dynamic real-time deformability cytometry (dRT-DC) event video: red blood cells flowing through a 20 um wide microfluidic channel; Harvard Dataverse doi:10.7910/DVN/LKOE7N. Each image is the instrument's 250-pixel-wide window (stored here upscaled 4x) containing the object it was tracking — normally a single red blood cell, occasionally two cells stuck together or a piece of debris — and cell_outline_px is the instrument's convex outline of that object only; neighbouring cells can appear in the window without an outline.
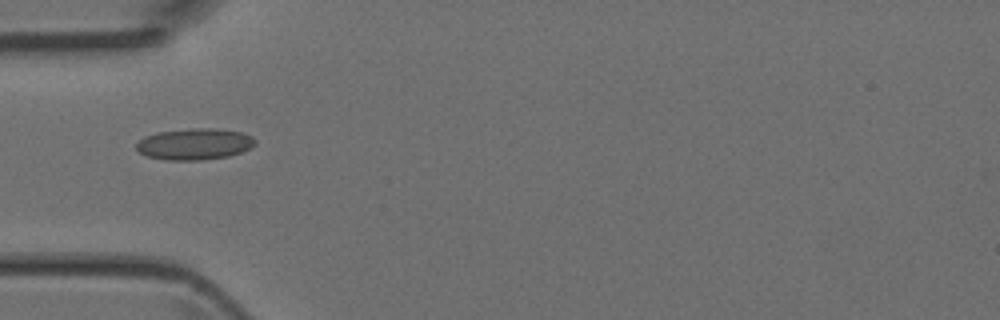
{"species": "Egyptian fruit bat (a non-hibernating species)", "species_latin": "Rousettus aegyptiacus", "temperature_condition": "room temperature", "stored_images_in_passage": 1, "camera_frame_rate_fps": 3000, "um_per_image_px": 0.085, "animal": {"sex": "female"}, "frame": {"image": 1, "passage_image": 1, "time_ms": 0.0, "image_size_px": [1000, 320], "cell_outline_px": [[256, 144], [240, 152], [228, 156], [200, 160], [164, 160], [148, 156], [140, 152], [136, 148], [136, 144], [144, 136], [156, 132], [192, 128], [216, 128], [240, 132], [252, 136], [256, 140]], "centroid_in_image_um": [16.52, 12.24], "position_along_channel_um": 68.5, "area_um2": 21.68}}